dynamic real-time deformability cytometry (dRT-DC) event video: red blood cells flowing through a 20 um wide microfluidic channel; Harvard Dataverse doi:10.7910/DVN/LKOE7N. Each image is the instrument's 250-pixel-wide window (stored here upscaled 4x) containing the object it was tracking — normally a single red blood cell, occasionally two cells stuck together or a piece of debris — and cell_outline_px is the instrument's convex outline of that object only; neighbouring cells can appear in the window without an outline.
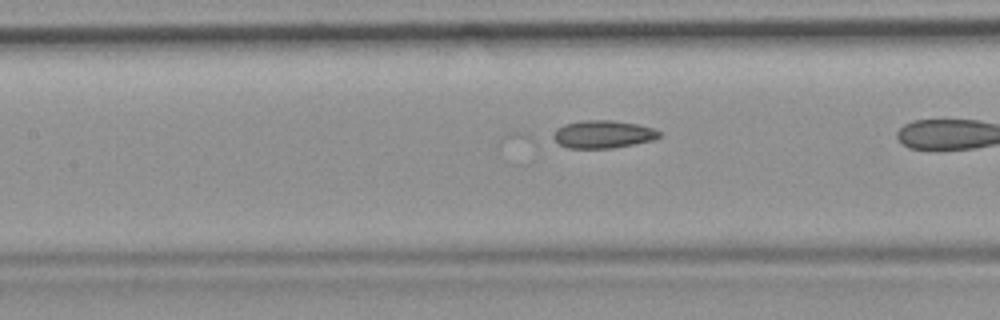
{"species": "common noctule bat (a hibernating species)", "species_latin": "Nyctalus noctula", "temperature_condition": "room temperature", "stored_images_in_passage": 33, "camera_frame_rate_fps": 3000, "um_per_image_px": 0.085, "animal": {"sex": "female", "body_mass_g": 19.9}, "frame": {"image": 1, "passage_image": 16, "time_ms": 5.0, "image_size_px": [1000, 320], "cell_outline_px": [[660, 136], [652, 140], [612, 148], [568, 148], [560, 144], [552, 136], [556, 128], [564, 124], [580, 120], [612, 120], [636, 124], [652, 128], [660, 132]], "centroid_in_image_um": [51.21, 11.4], "position_along_channel_um": 156.2, "area_um2": 16.99}}